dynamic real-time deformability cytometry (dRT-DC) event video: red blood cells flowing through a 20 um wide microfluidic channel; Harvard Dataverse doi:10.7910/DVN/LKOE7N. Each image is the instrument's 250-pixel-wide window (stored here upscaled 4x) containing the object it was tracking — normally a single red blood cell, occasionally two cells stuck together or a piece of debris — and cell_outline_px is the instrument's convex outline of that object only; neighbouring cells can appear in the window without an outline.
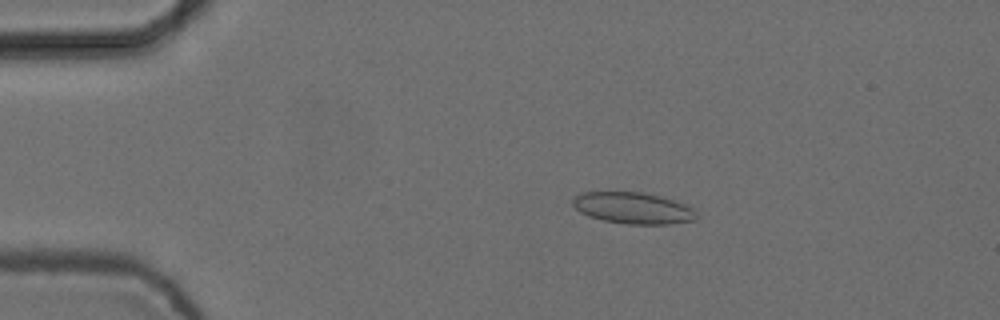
{"species": "common noctule bat (a hibernating species)", "species_latin": "Nyctalus noctula", "temperature_condition": "cold", "stored_images_in_passage": 7, "camera_frame_rate_fps": 3000, "um_per_image_px": 0.085, "animal": {"sex": "female", "body_mass_g": 24.6, "forearm_length_mm": 56.2}, "frame": {"image": 1, "passage_image": 3, "time_ms": 0.667, "image_size_px": [1000, 320], "cell_outline_px": [[696, 220], [668, 224], [628, 224], [604, 220], [588, 216], [580, 212], [572, 204], [572, 200], [576, 196], [584, 192], [644, 192], [660, 196], [696, 208]], "centroid_in_image_um": [53.83, 17.68], "position_along_channel_um": 31.2, "area_um2": 22.6}}
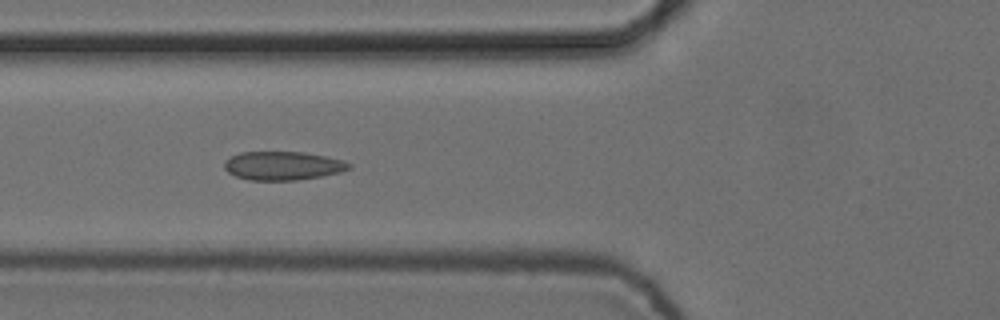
{"frame": {"image": 2, "passage_image": 6, "time_ms": 1.667, "image_size_px": [1000, 320], "cell_outline_px": [[352, 168], [340, 172], [320, 176], [296, 180], [248, 180], [236, 176], [228, 172], [224, 168], [224, 160], [240, 152], [304, 152], [344, 160], [352, 164]], "centroid_in_image_um": [24.04, 14.08], "position_along_channel_um": 101.8, "area_um2": 20.81}}
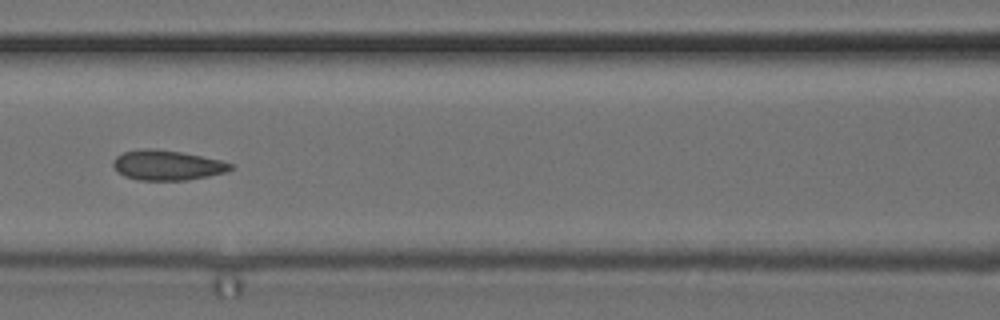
{"frame": {"image": 3, "passage_image": 7, "time_ms": 2.0, "image_size_px": [1000, 320], "cell_outline_px": [[236, 168], [228, 172], [188, 180], [140, 180], [124, 176], [112, 164], [112, 160], [116, 156], [124, 152], [144, 148], [156, 148], [180, 152], [220, 160], [236, 164]], "centroid_in_image_um": [14.27, 14.04], "position_along_channel_um": 152.3, "area_um2": 20.63}}